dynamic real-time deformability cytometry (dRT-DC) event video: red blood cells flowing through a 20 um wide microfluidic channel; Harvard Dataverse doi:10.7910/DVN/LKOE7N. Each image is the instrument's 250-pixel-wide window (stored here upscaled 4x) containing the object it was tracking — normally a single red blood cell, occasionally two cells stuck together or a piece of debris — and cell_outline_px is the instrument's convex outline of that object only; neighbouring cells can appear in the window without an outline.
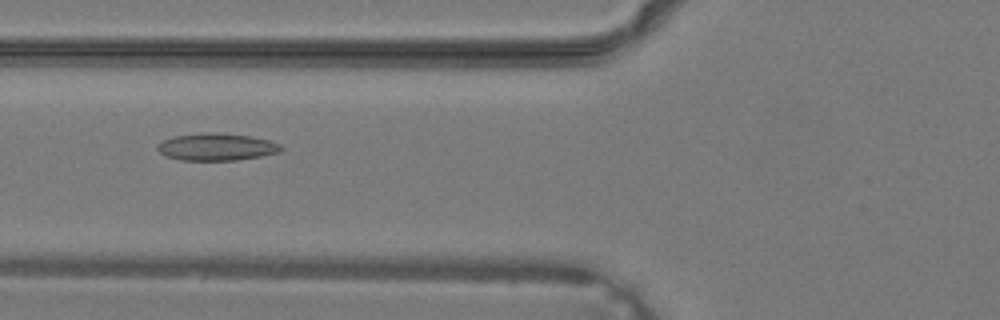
{"species": "common noctule bat (a hibernating species)", "species_latin": "Nyctalus noctula", "temperature_condition": "warm", "stored_images_in_passage": 28, "camera_frame_rate_fps": 3000, "um_per_image_px": 0.085, "animal": {"sex": "male", "body_mass_g": 19.2, "forearm_length_mm": 51.8}, "frame": {"image": 1, "passage_image": 5, "time_ms": 1.333, "image_size_px": [1000, 320], "cell_outline_px": [[284, 148], [280, 152], [260, 156], [236, 160], [180, 160], [164, 156], [156, 148], [156, 144], [172, 136], [200, 132], [208, 132], [248, 136], [268, 140], [280, 144]], "centroid_in_image_um": [18.36, 12.49], "position_along_channel_um": 107.4, "area_um2": 19.65}}
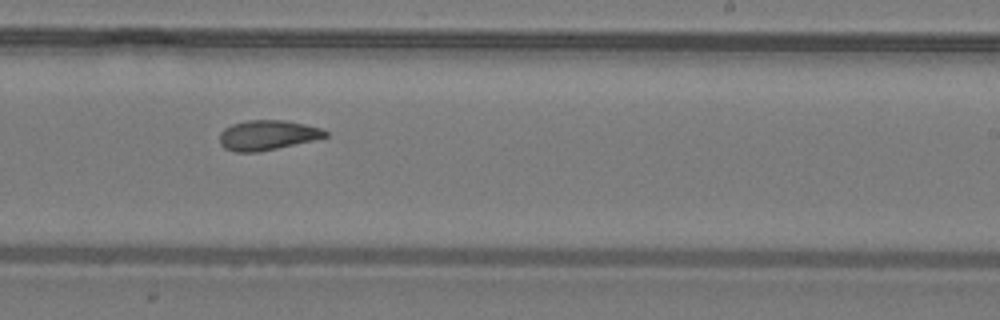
{"frame": {"image": 2, "passage_image": 14, "time_ms": 4.333, "image_size_px": [1000, 320], "cell_outline_px": [[328, 136], [312, 140], [276, 148], [256, 152], [236, 152], [224, 148], [220, 144], [220, 132], [224, 128], [232, 124], [248, 120], [284, 120], [304, 124], [320, 128], [328, 132]], "centroid_in_image_um": [22.69, 11.48], "position_along_channel_um": 266.3, "area_um2": 18.21}}
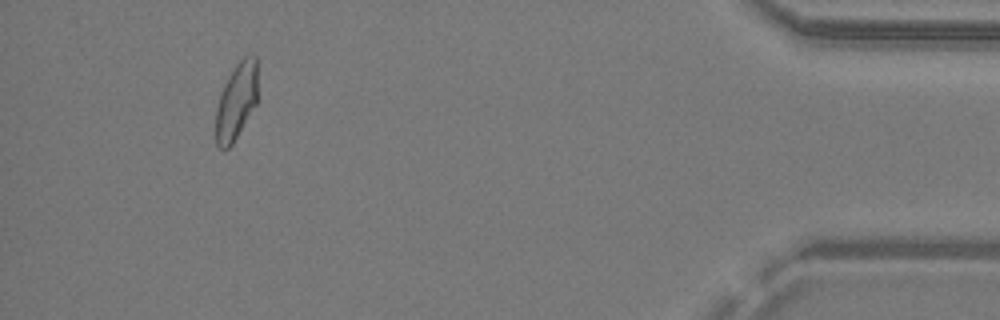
{"frame": {"image": 3, "passage_image": 26, "time_ms": 8.333, "image_size_px": [1000, 320], "cell_outline_px": [[256, 104], [232, 144], [228, 148], [220, 148], [216, 144], [216, 108], [224, 84], [232, 68], [244, 56], [256, 56]], "centroid_in_image_um": [20.07, 8.61], "position_along_channel_um": 415.1, "area_um2": 18.32}}